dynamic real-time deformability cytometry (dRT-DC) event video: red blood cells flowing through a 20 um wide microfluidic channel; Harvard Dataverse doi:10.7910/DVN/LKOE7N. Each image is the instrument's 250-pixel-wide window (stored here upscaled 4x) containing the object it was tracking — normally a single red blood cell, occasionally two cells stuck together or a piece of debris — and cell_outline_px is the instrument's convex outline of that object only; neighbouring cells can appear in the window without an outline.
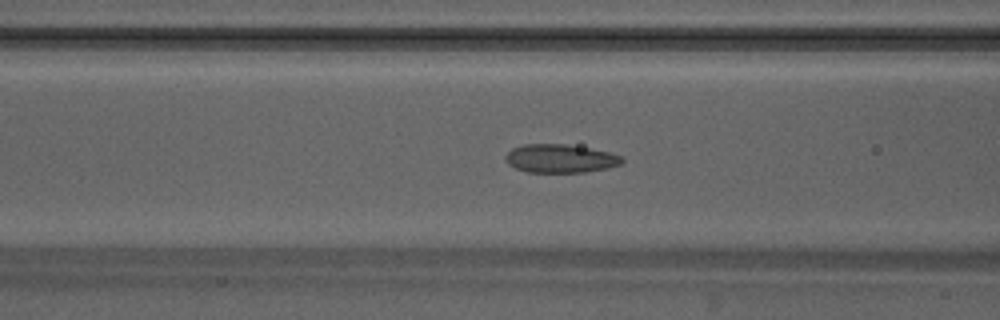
{"species": "Egyptian fruit bat (a non-hibernating species)", "species_latin": "Rousettus aegyptiacus", "temperature_condition": "warm", "stored_images_in_passage": 37, "camera_frame_rate_fps": 3000, "um_per_image_px": 0.085, "animal": {"sex": "male"}, "frame": {"image": 1, "passage_image": 13, "time_ms": 4.0, "image_size_px": [1000, 320], "cell_outline_px": [[624, 160], [620, 164], [608, 168], [584, 172], [528, 172], [516, 168], [508, 164], [504, 156], [512, 148], [524, 144], [564, 144], [588, 148], [608, 152], [620, 156]], "centroid_in_image_um": [47.59, 13.47], "position_along_channel_um": 119.0, "area_um2": 19.13}}
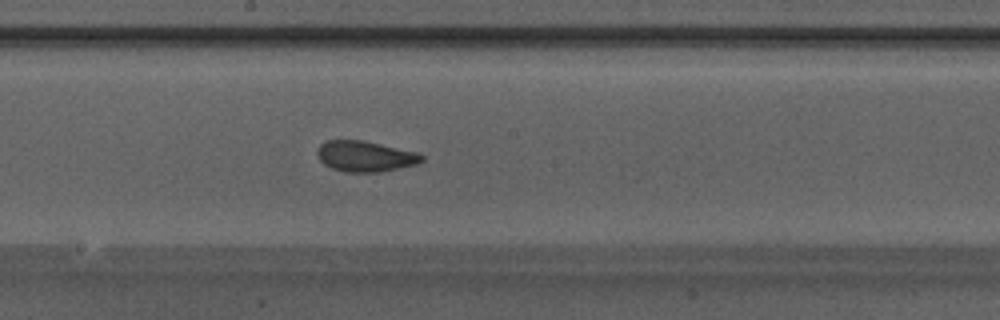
{"frame": {"image": 2, "passage_image": 20, "time_ms": 6.333, "image_size_px": [1000, 320], "cell_outline_px": [[424, 160], [416, 164], [380, 172], [344, 172], [332, 168], [324, 164], [320, 160], [316, 152], [320, 144], [328, 140], [364, 140], [416, 152], [424, 156]], "centroid_in_image_um": [31.02, 13.28], "position_along_channel_um": 217.2, "area_um2": 18.67}}
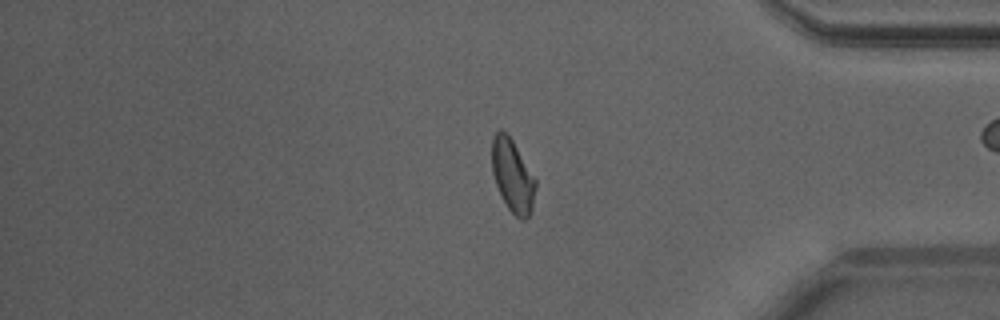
{"frame": {"image": 3, "passage_image": 34, "time_ms": 11.0, "image_size_px": [1000, 320], "cell_outline_px": [[536, 188], [532, 208], [528, 216], [524, 220], [520, 220], [508, 208], [496, 184], [492, 172], [492, 136], [500, 128], [508, 132], [536, 180]], "centroid_in_image_um": [43.56, 14.89], "position_along_channel_um": 391.6, "area_um2": 18.5}}